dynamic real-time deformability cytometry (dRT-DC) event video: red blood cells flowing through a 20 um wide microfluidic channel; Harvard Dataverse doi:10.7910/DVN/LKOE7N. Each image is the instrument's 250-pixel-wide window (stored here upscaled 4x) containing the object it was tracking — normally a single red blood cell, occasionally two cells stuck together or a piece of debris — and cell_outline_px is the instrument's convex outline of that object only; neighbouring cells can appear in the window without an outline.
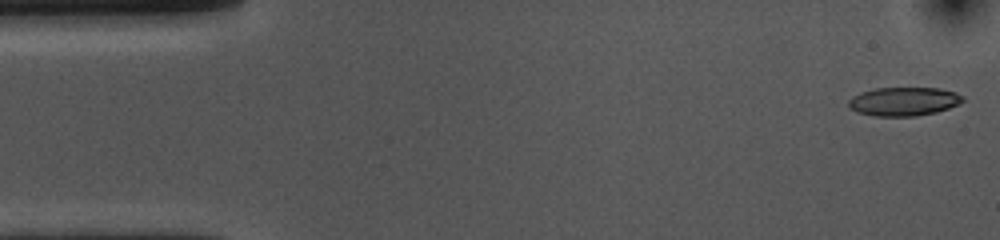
{"species": "common noctule bat (a hibernating species)", "species_latin": "Nyctalus noctula", "temperature_condition": "cold", "stored_images_in_passage": 19, "camera_frame_rate_fps": 3000, "um_per_image_px": 0.085, "animal": {"sex": "female", "body_mass_g": 10.0, "forearm_length_mm": 53.1}, "frame": {"image": 1, "passage_image": 1, "time_ms": 0.0, "image_size_px": [1000, 240], "cell_outline_px": [[964, 100], [948, 108], [936, 112], [916, 116], [876, 116], [856, 112], [848, 108], [848, 100], [852, 96], [860, 92], [876, 88], [940, 88], [956, 92], [964, 96]], "centroid_in_image_um": [76.78, 8.62], "position_along_channel_um": 8.2, "area_um2": 19.19}}
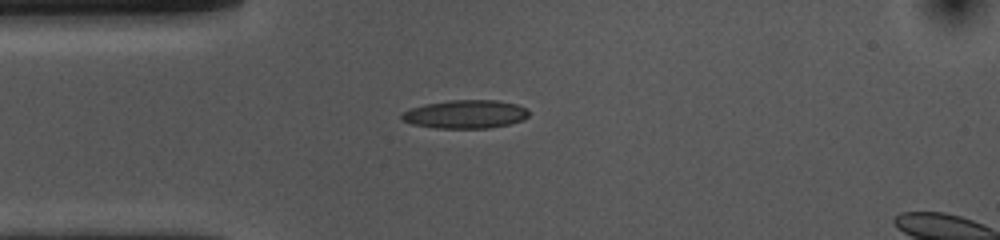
{"frame": {"image": 2, "passage_image": 12, "time_ms": 3.667, "image_size_px": [1000, 240], "cell_outline_px": [[528, 116], [524, 120], [508, 124], [488, 128], [436, 128], [412, 124], [404, 120], [400, 116], [404, 112], [412, 108], [424, 104], [448, 100], [496, 100], [516, 104], [528, 108]], "centroid_in_image_um": [39.59, 9.7], "position_along_channel_um": 45.4, "area_um2": 20.98}}
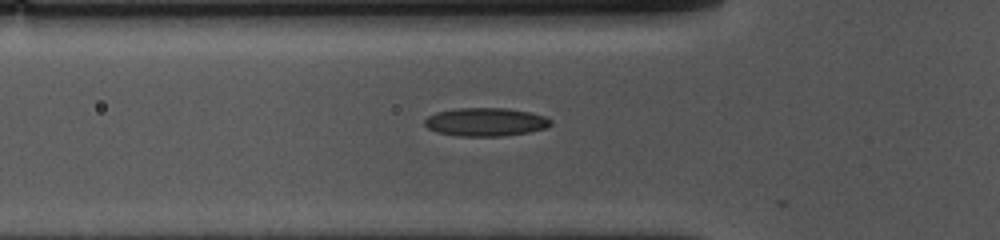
{"frame": {"image": 3, "passage_image": 16, "time_ms": 5.0, "image_size_px": [1000, 240], "cell_outline_px": [[552, 124], [544, 128], [528, 132], [500, 136], [456, 136], [440, 132], [428, 128], [424, 124], [424, 120], [428, 116], [436, 112], [456, 108], [504, 108], [528, 112], [544, 116], [552, 120]], "centroid_in_image_um": [41.26, 10.36], "position_along_channel_um": 84.5, "area_um2": 20.63}}